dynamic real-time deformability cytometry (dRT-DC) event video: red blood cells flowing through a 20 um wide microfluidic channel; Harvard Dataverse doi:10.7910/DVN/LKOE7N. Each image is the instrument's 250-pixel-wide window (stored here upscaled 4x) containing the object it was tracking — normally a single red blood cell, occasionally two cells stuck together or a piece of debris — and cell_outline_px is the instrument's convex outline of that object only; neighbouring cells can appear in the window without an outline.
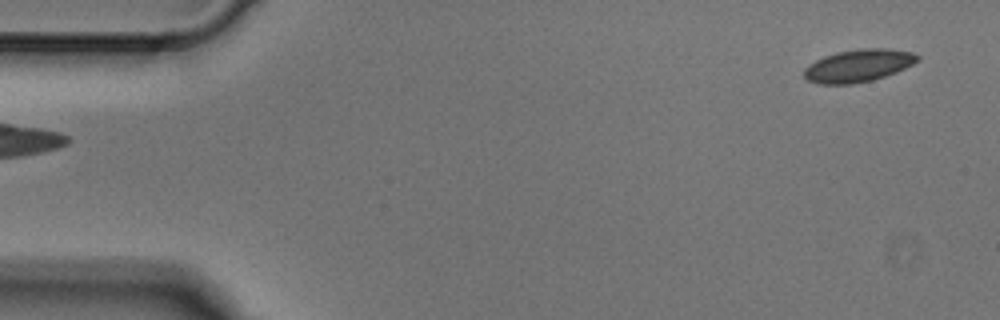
{"species": "Egyptian fruit bat (a non-hibernating species)", "species_latin": "Rousettus aegyptiacus", "temperature_condition": "cold", "stored_images_in_passage": 5, "segment_of_instrument_passage": [2, 2], "camera_frame_rate_fps": 3000, "um_per_image_px": 0.085, "animal": {"sex": "male"}, "frame": {"image": 1, "passage_image": 5, "time_ms": 1.333, "image_size_px": [1000, 320], "cell_outline_px": [[920, 60], [896, 72], [872, 80], [852, 84], [816, 84], [808, 80], [804, 76], [804, 68], [808, 64], [824, 56], [836, 52], [860, 48], [888, 48], [912, 52], [920, 56]], "centroid_in_image_um": [72.95, 5.57], "position_along_channel_um": 12.1, "area_um2": 21.62}}